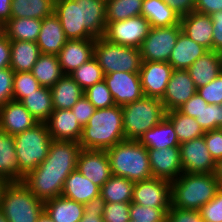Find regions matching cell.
Masks as SVG:
<instances>
[{"label": "cell", "mask_w": 222, "mask_h": 222, "mask_svg": "<svg viewBox=\"0 0 222 222\" xmlns=\"http://www.w3.org/2000/svg\"><path fill=\"white\" fill-rule=\"evenodd\" d=\"M170 208L147 207L136 203H130V219L144 222H166L167 212Z\"/></svg>", "instance_id": "ee69618b"}, {"label": "cell", "mask_w": 222, "mask_h": 222, "mask_svg": "<svg viewBox=\"0 0 222 222\" xmlns=\"http://www.w3.org/2000/svg\"><path fill=\"white\" fill-rule=\"evenodd\" d=\"M44 210L54 222H79L84 216L85 205L57 196L44 202Z\"/></svg>", "instance_id": "f546056e"}, {"label": "cell", "mask_w": 222, "mask_h": 222, "mask_svg": "<svg viewBox=\"0 0 222 222\" xmlns=\"http://www.w3.org/2000/svg\"><path fill=\"white\" fill-rule=\"evenodd\" d=\"M11 62V41L3 33L0 36V69L10 67Z\"/></svg>", "instance_id": "91938a15"}, {"label": "cell", "mask_w": 222, "mask_h": 222, "mask_svg": "<svg viewBox=\"0 0 222 222\" xmlns=\"http://www.w3.org/2000/svg\"><path fill=\"white\" fill-rule=\"evenodd\" d=\"M170 196L171 183L152 177L147 180L135 182L131 203L154 208H170Z\"/></svg>", "instance_id": "7c38bea8"}, {"label": "cell", "mask_w": 222, "mask_h": 222, "mask_svg": "<svg viewBox=\"0 0 222 222\" xmlns=\"http://www.w3.org/2000/svg\"><path fill=\"white\" fill-rule=\"evenodd\" d=\"M67 40L60 20L54 13L42 19L41 30L36 41L40 53L57 55Z\"/></svg>", "instance_id": "d4e9b609"}, {"label": "cell", "mask_w": 222, "mask_h": 222, "mask_svg": "<svg viewBox=\"0 0 222 222\" xmlns=\"http://www.w3.org/2000/svg\"><path fill=\"white\" fill-rule=\"evenodd\" d=\"M14 73L10 67L0 69V107L13 100Z\"/></svg>", "instance_id": "f907efd6"}, {"label": "cell", "mask_w": 222, "mask_h": 222, "mask_svg": "<svg viewBox=\"0 0 222 222\" xmlns=\"http://www.w3.org/2000/svg\"><path fill=\"white\" fill-rule=\"evenodd\" d=\"M38 122L21 102L8 101L0 107V130L16 135L34 127Z\"/></svg>", "instance_id": "d6986e66"}, {"label": "cell", "mask_w": 222, "mask_h": 222, "mask_svg": "<svg viewBox=\"0 0 222 222\" xmlns=\"http://www.w3.org/2000/svg\"><path fill=\"white\" fill-rule=\"evenodd\" d=\"M37 222H54L51 217L44 210L38 217Z\"/></svg>", "instance_id": "03108f58"}, {"label": "cell", "mask_w": 222, "mask_h": 222, "mask_svg": "<svg viewBox=\"0 0 222 222\" xmlns=\"http://www.w3.org/2000/svg\"><path fill=\"white\" fill-rule=\"evenodd\" d=\"M122 107L96 109L88 123L82 128L79 143L81 149L107 150L125 141Z\"/></svg>", "instance_id": "6da1fadb"}, {"label": "cell", "mask_w": 222, "mask_h": 222, "mask_svg": "<svg viewBox=\"0 0 222 222\" xmlns=\"http://www.w3.org/2000/svg\"><path fill=\"white\" fill-rule=\"evenodd\" d=\"M61 196L84 205L96 204L100 201V187L75 169L65 179Z\"/></svg>", "instance_id": "44dd1931"}, {"label": "cell", "mask_w": 222, "mask_h": 222, "mask_svg": "<svg viewBox=\"0 0 222 222\" xmlns=\"http://www.w3.org/2000/svg\"><path fill=\"white\" fill-rule=\"evenodd\" d=\"M52 141L46 122L14 135L18 168L24 176L45 160Z\"/></svg>", "instance_id": "5b68a950"}, {"label": "cell", "mask_w": 222, "mask_h": 222, "mask_svg": "<svg viewBox=\"0 0 222 222\" xmlns=\"http://www.w3.org/2000/svg\"><path fill=\"white\" fill-rule=\"evenodd\" d=\"M204 141L215 162L222 159V132L220 129L205 132Z\"/></svg>", "instance_id": "f5cc1de1"}, {"label": "cell", "mask_w": 222, "mask_h": 222, "mask_svg": "<svg viewBox=\"0 0 222 222\" xmlns=\"http://www.w3.org/2000/svg\"><path fill=\"white\" fill-rule=\"evenodd\" d=\"M71 111L74 113L75 118L81 124L85 126L90 117L95 113L96 108L94 105L83 95L71 108Z\"/></svg>", "instance_id": "816d5d0a"}, {"label": "cell", "mask_w": 222, "mask_h": 222, "mask_svg": "<svg viewBox=\"0 0 222 222\" xmlns=\"http://www.w3.org/2000/svg\"><path fill=\"white\" fill-rule=\"evenodd\" d=\"M138 141L146 148L153 149L179 147L180 145L173 125L166 118L145 132Z\"/></svg>", "instance_id": "d6a6232c"}, {"label": "cell", "mask_w": 222, "mask_h": 222, "mask_svg": "<svg viewBox=\"0 0 222 222\" xmlns=\"http://www.w3.org/2000/svg\"><path fill=\"white\" fill-rule=\"evenodd\" d=\"M114 176L138 182L152 178L147 148L136 140H125L106 150Z\"/></svg>", "instance_id": "3957f363"}, {"label": "cell", "mask_w": 222, "mask_h": 222, "mask_svg": "<svg viewBox=\"0 0 222 222\" xmlns=\"http://www.w3.org/2000/svg\"><path fill=\"white\" fill-rule=\"evenodd\" d=\"M76 169L100 188L112 176L106 150L81 149Z\"/></svg>", "instance_id": "2e32d148"}, {"label": "cell", "mask_w": 222, "mask_h": 222, "mask_svg": "<svg viewBox=\"0 0 222 222\" xmlns=\"http://www.w3.org/2000/svg\"><path fill=\"white\" fill-rule=\"evenodd\" d=\"M208 51L207 48L197 44L181 31L168 63L173 69L187 70L199 57H202Z\"/></svg>", "instance_id": "484cf974"}, {"label": "cell", "mask_w": 222, "mask_h": 222, "mask_svg": "<svg viewBox=\"0 0 222 222\" xmlns=\"http://www.w3.org/2000/svg\"><path fill=\"white\" fill-rule=\"evenodd\" d=\"M53 13V0H12L11 18H36L42 20Z\"/></svg>", "instance_id": "f35d334b"}, {"label": "cell", "mask_w": 222, "mask_h": 222, "mask_svg": "<svg viewBox=\"0 0 222 222\" xmlns=\"http://www.w3.org/2000/svg\"><path fill=\"white\" fill-rule=\"evenodd\" d=\"M0 222H8L4 213L0 210Z\"/></svg>", "instance_id": "003e7915"}, {"label": "cell", "mask_w": 222, "mask_h": 222, "mask_svg": "<svg viewBox=\"0 0 222 222\" xmlns=\"http://www.w3.org/2000/svg\"><path fill=\"white\" fill-rule=\"evenodd\" d=\"M0 210L8 222H37L44 211V202L23 182H10L3 193Z\"/></svg>", "instance_id": "8992f818"}, {"label": "cell", "mask_w": 222, "mask_h": 222, "mask_svg": "<svg viewBox=\"0 0 222 222\" xmlns=\"http://www.w3.org/2000/svg\"><path fill=\"white\" fill-rule=\"evenodd\" d=\"M41 85L31 72H15L13 76V100L20 102Z\"/></svg>", "instance_id": "7bdbcfd3"}, {"label": "cell", "mask_w": 222, "mask_h": 222, "mask_svg": "<svg viewBox=\"0 0 222 222\" xmlns=\"http://www.w3.org/2000/svg\"><path fill=\"white\" fill-rule=\"evenodd\" d=\"M147 151L153 177L171 183L183 173L179 147L147 148Z\"/></svg>", "instance_id": "9a60e30c"}, {"label": "cell", "mask_w": 222, "mask_h": 222, "mask_svg": "<svg viewBox=\"0 0 222 222\" xmlns=\"http://www.w3.org/2000/svg\"><path fill=\"white\" fill-rule=\"evenodd\" d=\"M166 222H204L200 212L196 210H185L176 207H170L167 212Z\"/></svg>", "instance_id": "db71d44e"}, {"label": "cell", "mask_w": 222, "mask_h": 222, "mask_svg": "<svg viewBox=\"0 0 222 222\" xmlns=\"http://www.w3.org/2000/svg\"><path fill=\"white\" fill-rule=\"evenodd\" d=\"M40 54L36 42L11 41L10 68L14 72H31Z\"/></svg>", "instance_id": "836d02e7"}, {"label": "cell", "mask_w": 222, "mask_h": 222, "mask_svg": "<svg viewBox=\"0 0 222 222\" xmlns=\"http://www.w3.org/2000/svg\"><path fill=\"white\" fill-rule=\"evenodd\" d=\"M102 205V217L104 222H129L130 203H106Z\"/></svg>", "instance_id": "bcb514c9"}, {"label": "cell", "mask_w": 222, "mask_h": 222, "mask_svg": "<svg viewBox=\"0 0 222 222\" xmlns=\"http://www.w3.org/2000/svg\"><path fill=\"white\" fill-rule=\"evenodd\" d=\"M129 222H144V221H140V220L136 221V220H131V219H130Z\"/></svg>", "instance_id": "2644e50d"}, {"label": "cell", "mask_w": 222, "mask_h": 222, "mask_svg": "<svg viewBox=\"0 0 222 222\" xmlns=\"http://www.w3.org/2000/svg\"><path fill=\"white\" fill-rule=\"evenodd\" d=\"M197 92L187 70L174 69L161 102L166 112L177 110Z\"/></svg>", "instance_id": "ac0fdd59"}, {"label": "cell", "mask_w": 222, "mask_h": 222, "mask_svg": "<svg viewBox=\"0 0 222 222\" xmlns=\"http://www.w3.org/2000/svg\"><path fill=\"white\" fill-rule=\"evenodd\" d=\"M220 189L214 173H185L171 182V206L196 210L212 200Z\"/></svg>", "instance_id": "7a4b0ae2"}, {"label": "cell", "mask_w": 222, "mask_h": 222, "mask_svg": "<svg viewBox=\"0 0 222 222\" xmlns=\"http://www.w3.org/2000/svg\"><path fill=\"white\" fill-rule=\"evenodd\" d=\"M194 11L212 15L222 11V0H196Z\"/></svg>", "instance_id": "6f0895ef"}, {"label": "cell", "mask_w": 222, "mask_h": 222, "mask_svg": "<svg viewBox=\"0 0 222 222\" xmlns=\"http://www.w3.org/2000/svg\"><path fill=\"white\" fill-rule=\"evenodd\" d=\"M46 124L52 140L79 142L82 135L83 127L71 109H54Z\"/></svg>", "instance_id": "603a6c76"}, {"label": "cell", "mask_w": 222, "mask_h": 222, "mask_svg": "<svg viewBox=\"0 0 222 222\" xmlns=\"http://www.w3.org/2000/svg\"><path fill=\"white\" fill-rule=\"evenodd\" d=\"M204 222H222V188L215 197L199 209Z\"/></svg>", "instance_id": "c3c4849f"}, {"label": "cell", "mask_w": 222, "mask_h": 222, "mask_svg": "<svg viewBox=\"0 0 222 222\" xmlns=\"http://www.w3.org/2000/svg\"><path fill=\"white\" fill-rule=\"evenodd\" d=\"M42 20L36 18H11L3 28L10 41L36 42Z\"/></svg>", "instance_id": "e575fe53"}, {"label": "cell", "mask_w": 222, "mask_h": 222, "mask_svg": "<svg viewBox=\"0 0 222 222\" xmlns=\"http://www.w3.org/2000/svg\"><path fill=\"white\" fill-rule=\"evenodd\" d=\"M81 1L82 27L94 38L103 37L106 28V0Z\"/></svg>", "instance_id": "83f0119b"}, {"label": "cell", "mask_w": 222, "mask_h": 222, "mask_svg": "<svg viewBox=\"0 0 222 222\" xmlns=\"http://www.w3.org/2000/svg\"><path fill=\"white\" fill-rule=\"evenodd\" d=\"M115 105L123 106L144 97L139 73L113 72L104 75Z\"/></svg>", "instance_id": "4fadbf2b"}, {"label": "cell", "mask_w": 222, "mask_h": 222, "mask_svg": "<svg viewBox=\"0 0 222 222\" xmlns=\"http://www.w3.org/2000/svg\"><path fill=\"white\" fill-rule=\"evenodd\" d=\"M94 57L104 75L113 72L139 73L142 66L139 48L114 44L103 37L95 39Z\"/></svg>", "instance_id": "52a82bcc"}, {"label": "cell", "mask_w": 222, "mask_h": 222, "mask_svg": "<svg viewBox=\"0 0 222 222\" xmlns=\"http://www.w3.org/2000/svg\"><path fill=\"white\" fill-rule=\"evenodd\" d=\"M197 92L208 104H222V72L208 84L201 86Z\"/></svg>", "instance_id": "681fc988"}, {"label": "cell", "mask_w": 222, "mask_h": 222, "mask_svg": "<svg viewBox=\"0 0 222 222\" xmlns=\"http://www.w3.org/2000/svg\"><path fill=\"white\" fill-rule=\"evenodd\" d=\"M135 182L112 175L100 188V201L106 203H131Z\"/></svg>", "instance_id": "d590c367"}, {"label": "cell", "mask_w": 222, "mask_h": 222, "mask_svg": "<svg viewBox=\"0 0 222 222\" xmlns=\"http://www.w3.org/2000/svg\"><path fill=\"white\" fill-rule=\"evenodd\" d=\"M213 23V51L222 54V11L211 15Z\"/></svg>", "instance_id": "9f6ffc18"}, {"label": "cell", "mask_w": 222, "mask_h": 222, "mask_svg": "<svg viewBox=\"0 0 222 222\" xmlns=\"http://www.w3.org/2000/svg\"><path fill=\"white\" fill-rule=\"evenodd\" d=\"M54 14L59 18L68 40L94 39L82 27L81 1L56 0Z\"/></svg>", "instance_id": "e0dca14e"}, {"label": "cell", "mask_w": 222, "mask_h": 222, "mask_svg": "<svg viewBox=\"0 0 222 222\" xmlns=\"http://www.w3.org/2000/svg\"><path fill=\"white\" fill-rule=\"evenodd\" d=\"M165 118L173 125L179 143L199 138L205 134L195 118L182 114L178 109L166 112Z\"/></svg>", "instance_id": "ab89813d"}, {"label": "cell", "mask_w": 222, "mask_h": 222, "mask_svg": "<svg viewBox=\"0 0 222 222\" xmlns=\"http://www.w3.org/2000/svg\"><path fill=\"white\" fill-rule=\"evenodd\" d=\"M181 31L180 24L150 27L147 37L139 48L142 61L168 62Z\"/></svg>", "instance_id": "9c48e42d"}, {"label": "cell", "mask_w": 222, "mask_h": 222, "mask_svg": "<svg viewBox=\"0 0 222 222\" xmlns=\"http://www.w3.org/2000/svg\"><path fill=\"white\" fill-rule=\"evenodd\" d=\"M182 32L197 44L213 51V23L211 15L196 11L180 18Z\"/></svg>", "instance_id": "7402d4cb"}, {"label": "cell", "mask_w": 222, "mask_h": 222, "mask_svg": "<svg viewBox=\"0 0 222 222\" xmlns=\"http://www.w3.org/2000/svg\"><path fill=\"white\" fill-rule=\"evenodd\" d=\"M173 70L168 62L142 61L139 76L144 96L161 100Z\"/></svg>", "instance_id": "5bb4252c"}, {"label": "cell", "mask_w": 222, "mask_h": 222, "mask_svg": "<svg viewBox=\"0 0 222 222\" xmlns=\"http://www.w3.org/2000/svg\"><path fill=\"white\" fill-rule=\"evenodd\" d=\"M38 122H46L54 110L52 93L48 87H40L20 101Z\"/></svg>", "instance_id": "74e56055"}, {"label": "cell", "mask_w": 222, "mask_h": 222, "mask_svg": "<svg viewBox=\"0 0 222 222\" xmlns=\"http://www.w3.org/2000/svg\"><path fill=\"white\" fill-rule=\"evenodd\" d=\"M143 0H106V23L140 16Z\"/></svg>", "instance_id": "60d3db41"}, {"label": "cell", "mask_w": 222, "mask_h": 222, "mask_svg": "<svg viewBox=\"0 0 222 222\" xmlns=\"http://www.w3.org/2000/svg\"><path fill=\"white\" fill-rule=\"evenodd\" d=\"M95 39L67 40L57 54L64 74H71L75 69L94 56Z\"/></svg>", "instance_id": "ffe728a7"}, {"label": "cell", "mask_w": 222, "mask_h": 222, "mask_svg": "<svg viewBox=\"0 0 222 222\" xmlns=\"http://www.w3.org/2000/svg\"><path fill=\"white\" fill-rule=\"evenodd\" d=\"M150 30L149 21L142 15L106 23L103 38L123 46L140 48Z\"/></svg>", "instance_id": "30bf717a"}, {"label": "cell", "mask_w": 222, "mask_h": 222, "mask_svg": "<svg viewBox=\"0 0 222 222\" xmlns=\"http://www.w3.org/2000/svg\"><path fill=\"white\" fill-rule=\"evenodd\" d=\"M181 18L194 11L196 0H165Z\"/></svg>", "instance_id": "680465c9"}, {"label": "cell", "mask_w": 222, "mask_h": 222, "mask_svg": "<svg viewBox=\"0 0 222 222\" xmlns=\"http://www.w3.org/2000/svg\"><path fill=\"white\" fill-rule=\"evenodd\" d=\"M3 28H4V25H2V24L0 23V36L3 34Z\"/></svg>", "instance_id": "89a4df30"}, {"label": "cell", "mask_w": 222, "mask_h": 222, "mask_svg": "<svg viewBox=\"0 0 222 222\" xmlns=\"http://www.w3.org/2000/svg\"><path fill=\"white\" fill-rule=\"evenodd\" d=\"M0 176L9 182H22L24 175L19 171L14 136L0 130Z\"/></svg>", "instance_id": "f1b7e54d"}, {"label": "cell", "mask_w": 222, "mask_h": 222, "mask_svg": "<svg viewBox=\"0 0 222 222\" xmlns=\"http://www.w3.org/2000/svg\"><path fill=\"white\" fill-rule=\"evenodd\" d=\"M12 0H0V23L5 25L11 19Z\"/></svg>", "instance_id": "6125c7cd"}, {"label": "cell", "mask_w": 222, "mask_h": 222, "mask_svg": "<svg viewBox=\"0 0 222 222\" xmlns=\"http://www.w3.org/2000/svg\"><path fill=\"white\" fill-rule=\"evenodd\" d=\"M84 95L96 109L109 108L115 105L111 92L104 80L88 87L84 90Z\"/></svg>", "instance_id": "f6af8a7d"}, {"label": "cell", "mask_w": 222, "mask_h": 222, "mask_svg": "<svg viewBox=\"0 0 222 222\" xmlns=\"http://www.w3.org/2000/svg\"><path fill=\"white\" fill-rule=\"evenodd\" d=\"M54 109H71L84 95V90L69 75L65 74L51 88Z\"/></svg>", "instance_id": "4dcf8cb0"}, {"label": "cell", "mask_w": 222, "mask_h": 222, "mask_svg": "<svg viewBox=\"0 0 222 222\" xmlns=\"http://www.w3.org/2000/svg\"><path fill=\"white\" fill-rule=\"evenodd\" d=\"M195 121L202 127L204 132L220 128V105H204L203 110L195 118Z\"/></svg>", "instance_id": "7dc6e473"}, {"label": "cell", "mask_w": 222, "mask_h": 222, "mask_svg": "<svg viewBox=\"0 0 222 222\" xmlns=\"http://www.w3.org/2000/svg\"><path fill=\"white\" fill-rule=\"evenodd\" d=\"M9 184H10V182L6 178L0 176V203H1V200H2L3 193L5 191V188Z\"/></svg>", "instance_id": "e7e4bbea"}, {"label": "cell", "mask_w": 222, "mask_h": 222, "mask_svg": "<svg viewBox=\"0 0 222 222\" xmlns=\"http://www.w3.org/2000/svg\"><path fill=\"white\" fill-rule=\"evenodd\" d=\"M81 146L76 141L53 140L45 160L39 168L76 169Z\"/></svg>", "instance_id": "cb8c5ba5"}, {"label": "cell", "mask_w": 222, "mask_h": 222, "mask_svg": "<svg viewBox=\"0 0 222 222\" xmlns=\"http://www.w3.org/2000/svg\"><path fill=\"white\" fill-rule=\"evenodd\" d=\"M204 105L208 103L196 92L190 99H188L178 110L185 115L196 118L199 116L204 108Z\"/></svg>", "instance_id": "11a10c76"}, {"label": "cell", "mask_w": 222, "mask_h": 222, "mask_svg": "<svg viewBox=\"0 0 222 222\" xmlns=\"http://www.w3.org/2000/svg\"><path fill=\"white\" fill-rule=\"evenodd\" d=\"M79 222H104L101 203L85 205L84 216Z\"/></svg>", "instance_id": "94428289"}, {"label": "cell", "mask_w": 222, "mask_h": 222, "mask_svg": "<svg viewBox=\"0 0 222 222\" xmlns=\"http://www.w3.org/2000/svg\"><path fill=\"white\" fill-rule=\"evenodd\" d=\"M69 75L83 90L104 80L103 70L94 56Z\"/></svg>", "instance_id": "b9f144b4"}, {"label": "cell", "mask_w": 222, "mask_h": 222, "mask_svg": "<svg viewBox=\"0 0 222 222\" xmlns=\"http://www.w3.org/2000/svg\"><path fill=\"white\" fill-rule=\"evenodd\" d=\"M75 169L39 168L29 172L22 181L43 202L61 196L65 179Z\"/></svg>", "instance_id": "ba28073f"}, {"label": "cell", "mask_w": 222, "mask_h": 222, "mask_svg": "<svg viewBox=\"0 0 222 222\" xmlns=\"http://www.w3.org/2000/svg\"><path fill=\"white\" fill-rule=\"evenodd\" d=\"M31 73L42 87L51 88L65 74L60 67L57 55L40 54Z\"/></svg>", "instance_id": "8d00e7d4"}, {"label": "cell", "mask_w": 222, "mask_h": 222, "mask_svg": "<svg viewBox=\"0 0 222 222\" xmlns=\"http://www.w3.org/2000/svg\"><path fill=\"white\" fill-rule=\"evenodd\" d=\"M214 175L217 179L219 187L222 188V159L216 162Z\"/></svg>", "instance_id": "be15d7a7"}, {"label": "cell", "mask_w": 222, "mask_h": 222, "mask_svg": "<svg viewBox=\"0 0 222 222\" xmlns=\"http://www.w3.org/2000/svg\"><path fill=\"white\" fill-rule=\"evenodd\" d=\"M182 169L185 173H214L216 162L204 141V136L180 143Z\"/></svg>", "instance_id": "8fae6325"}, {"label": "cell", "mask_w": 222, "mask_h": 222, "mask_svg": "<svg viewBox=\"0 0 222 222\" xmlns=\"http://www.w3.org/2000/svg\"><path fill=\"white\" fill-rule=\"evenodd\" d=\"M122 107L123 130L126 140L138 141L140 137L166 117L160 99L143 97Z\"/></svg>", "instance_id": "277c9868"}, {"label": "cell", "mask_w": 222, "mask_h": 222, "mask_svg": "<svg viewBox=\"0 0 222 222\" xmlns=\"http://www.w3.org/2000/svg\"><path fill=\"white\" fill-rule=\"evenodd\" d=\"M220 127H222V104L220 105Z\"/></svg>", "instance_id": "a7ac6f4b"}, {"label": "cell", "mask_w": 222, "mask_h": 222, "mask_svg": "<svg viewBox=\"0 0 222 222\" xmlns=\"http://www.w3.org/2000/svg\"><path fill=\"white\" fill-rule=\"evenodd\" d=\"M187 71L198 89L214 80L222 72V54L208 51L199 57Z\"/></svg>", "instance_id": "4316f807"}, {"label": "cell", "mask_w": 222, "mask_h": 222, "mask_svg": "<svg viewBox=\"0 0 222 222\" xmlns=\"http://www.w3.org/2000/svg\"><path fill=\"white\" fill-rule=\"evenodd\" d=\"M141 15L150 27H165L180 24V17L165 0H143Z\"/></svg>", "instance_id": "1f68e13d"}]
</instances>
